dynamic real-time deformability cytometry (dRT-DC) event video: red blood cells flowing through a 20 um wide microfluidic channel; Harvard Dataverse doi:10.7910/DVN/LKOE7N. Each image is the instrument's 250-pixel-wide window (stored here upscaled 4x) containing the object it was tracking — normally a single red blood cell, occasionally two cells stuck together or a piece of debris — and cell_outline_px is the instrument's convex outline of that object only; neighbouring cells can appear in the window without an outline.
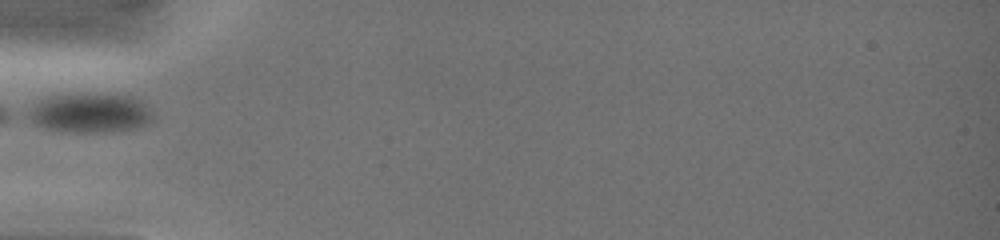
{"species": "common noctule bat (a hibernating species)", "species_latin": "Nyctalus noctula", "temperature_condition": "warm", "stored_images_in_passage": 19, "camera_frame_rate_fps": 3000, "um_per_image_px": 0.085, "animal": {"sex": "female", "body_mass_g": 19.0, "forearm_length_mm": 51.5}, "frame": {"image": 1, "passage_image": 1, "time_ms": 0.0, "image_size_px": [1000, 240], "cell_outline_px": [[156, 120], [136, 128], [104, 132], [60, 132], [44, 128], [36, 124], [24, 116], [24, 112], [40, 100], [48, 96], [132, 96], [140, 100], [152, 112]], "centroid_in_image_um": [7.62, 9.66], "position_along_channel_um": 77.4, "area_um2": 28.26}}
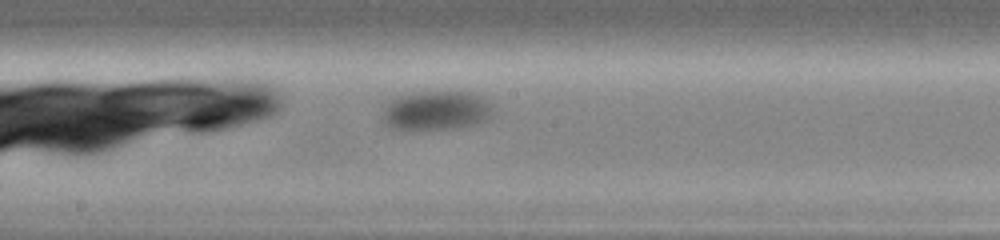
{"frame": {"image": 2, "passage_image": 9, "time_ms": 3.333, "image_size_px": [1000, 240], "cell_outline_px": [[492, 112], [484, 120], [476, 124], [456, 128], [412, 132], [388, 128], [384, 124], [384, 108], [392, 100], [404, 96], [424, 92], [456, 92], [472, 96], [484, 100], [488, 104]], "centroid_in_image_um": [36.97, 9.49], "position_along_channel_um": 211.2, "area_um2": 24.68}}
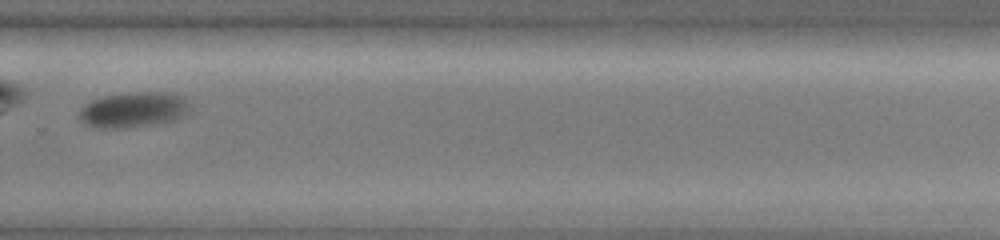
{"frame": {"image": 3, "passage_image": 15, "time_ms": 6.0, "image_size_px": [1000, 240], "cell_outline_px": [[188, 112], [184, 116], [176, 120], [152, 124], [124, 128], [92, 128], [84, 124], [76, 116], [80, 108], [84, 104], [92, 100], [104, 96], [140, 92], [168, 92], [180, 96], [188, 104]], "centroid_in_image_um": [11.27, 9.35], "position_along_channel_um": 318.5, "area_um2": 22.89}}